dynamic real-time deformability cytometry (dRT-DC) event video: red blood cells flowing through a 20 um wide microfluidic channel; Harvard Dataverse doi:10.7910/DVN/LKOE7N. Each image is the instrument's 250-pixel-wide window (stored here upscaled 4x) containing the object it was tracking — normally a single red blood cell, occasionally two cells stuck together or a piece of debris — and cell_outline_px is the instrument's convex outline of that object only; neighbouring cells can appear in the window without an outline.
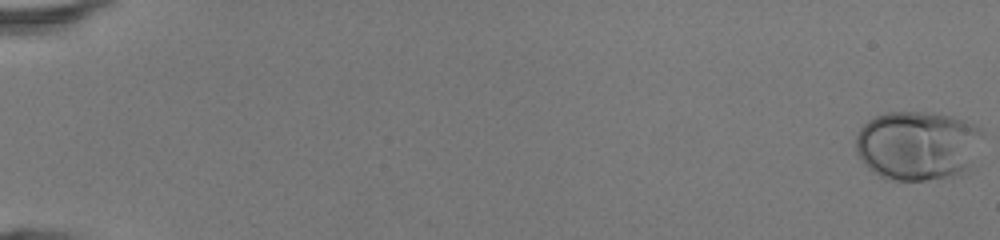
{"species": "human", "species_latin": "Homo sapiens", "temperature_condition": "room temperature", "stored_images_in_passage": 49, "camera_frame_rate_fps": 3000, "um_per_image_px": 0.085, "donor": {"sex": "female"}, "frame": {"image": 1, "passage_image": 1, "time_ms": 0.0, "image_size_px": [1000, 240], "cell_outline_px": [[984, 132], [968, 168], [960, 176], [924, 180], [888, 180], [880, 176], [868, 168], [860, 160], [856, 152], [856, 136], [860, 128], [868, 120], [876, 116], [888, 112], [924, 112], [952, 116], [964, 120], [980, 128]], "centroid_in_image_um": [77.97, 12.37], "position_along_channel_um": 7.0, "area_um2": 51.38}}
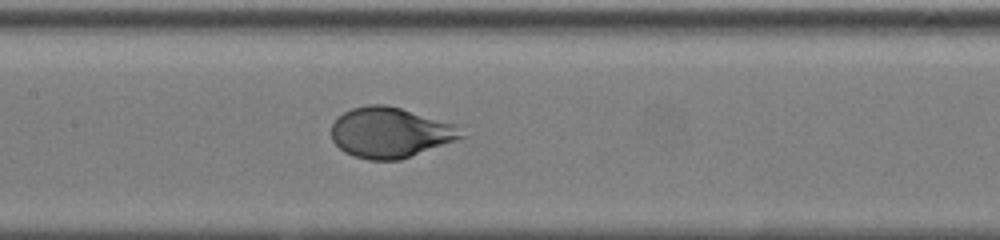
{"frame": {"image": 2, "passage_image": 26, "time_ms": 8.333, "image_size_px": [1000, 240], "cell_outline_px": [[468, 136], [400, 160], [368, 160], [352, 156], [344, 152], [332, 140], [332, 124], [344, 112], [352, 108], [368, 104], [384, 104], [464, 124]], "centroid_in_image_um": [33.29, 11.26], "position_along_channel_um": 174.1, "area_um2": 39.02}}
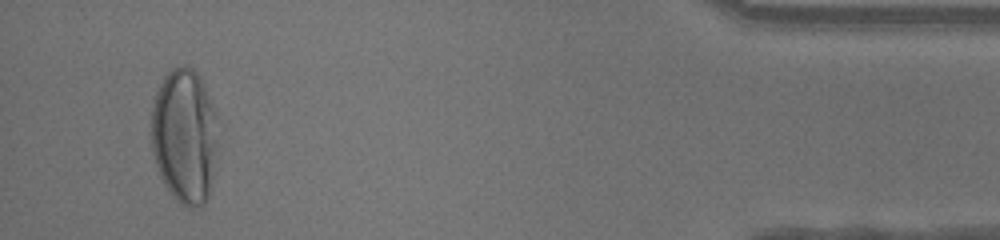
{"frame": {"image": 3, "passage_image": 47, "time_ms": 15.333, "image_size_px": [1000, 240], "cell_outline_px": [[216, 140], [208, 200], [204, 204], [184, 204], [176, 200], [164, 184], [160, 176], [156, 164], [152, 148], [152, 108], [156, 92], [164, 76], [172, 68], [184, 64], [192, 68], [200, 76], [216, 112]], "centroid_in_image_um": [15.66, 11.49], "position_along_channel_um": 419.5, "area_um2": 51.62}, "authors_computed_cell_mechanics": {"area_um2": 41.5004, "velocity_mm_per_s": 4.3547, "shape_relaxation_time_tau1_ms": 2.8833, "shape_relaxation_time_tau2_ms": null, "deformation_change_tau1": 0.1979, "deformation_change_tau2": null}}